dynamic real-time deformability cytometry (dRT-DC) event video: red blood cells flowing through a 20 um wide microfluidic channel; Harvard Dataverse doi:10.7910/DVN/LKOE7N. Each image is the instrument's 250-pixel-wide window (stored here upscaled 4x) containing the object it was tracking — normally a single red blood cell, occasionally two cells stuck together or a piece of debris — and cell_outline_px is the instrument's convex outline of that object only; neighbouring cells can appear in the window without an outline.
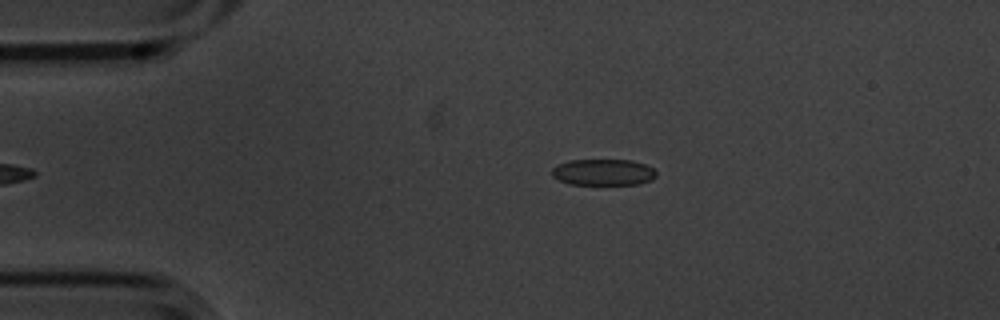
{"species": "common noctule bat (a hibernating species)", "species_latin": "Nyctalus noctula", "temperature_condition": "cold", "stored_images_in_passage": 6, "camera_frame_rate_fps": 3000, "um_per_image_px": 0.085, "animal": {"sex": "male", "body_mass_g": 20.1, "forearm_length_mm": 53.5}, "frame": {"image": 1, "passage_image": 6, "time_ms": 1.667, "image_size_px": [1000, 320], "cell_outline_px": [[656, 176], [652, 180], [640, 184], [568, 184], [552, 176], [552, 168], [556, 164], [568, 160], [632, 160], [644, 164], [652, 168], [656, 172]], "centroid_in_image_um": [51.26, 14.63], "position_along_channel_um": 33.7, "area_um2": 16.07}}